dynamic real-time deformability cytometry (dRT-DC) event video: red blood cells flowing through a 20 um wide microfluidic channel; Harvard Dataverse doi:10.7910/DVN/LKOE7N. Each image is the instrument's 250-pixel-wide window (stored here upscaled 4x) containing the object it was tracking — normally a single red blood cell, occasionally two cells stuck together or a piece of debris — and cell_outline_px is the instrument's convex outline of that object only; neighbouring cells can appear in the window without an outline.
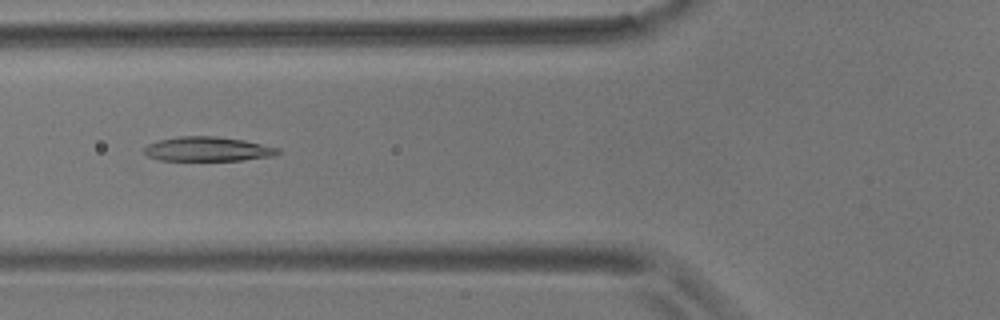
{"species": "common noctule bat (a hibernating species)", "species_latin": "Nyctalus noctula", "temperature_condition": "room temperature", "stored_images_in_passage": 4, "camera_frame_rate_fps": 3000, "um_per_image_px": 0.085, "animal": {"sex": "male", "body_mass_g": 17.9}, "frame": {"image": 1, "passage_image": 3, "time_ms": 2.0, "image_size_px": [1000, 320], "cell_outline_px": [[280, 152], [272, 156], [244, 160], [160, 160], [148, 156], [144, 152], [144, 148], [148, 144], [160, 140], [180, 136], [212, 136], [244, 140], [280, 148]], "centroid_in_image_um": [17.67, 12.67], "position_along_channel_um": 108.1, "area_um2": 18.84}}
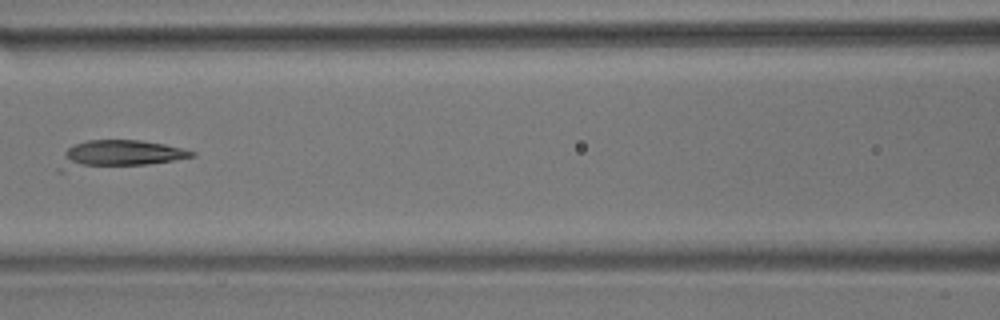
{"frame": {"image": 2, "passage_image": 4, "time_ms": 3.333, "image_size_px": [1000, 320], "cell_outline_px": [[196, 156], [148, 164], [64, 172], [56, 172], [56, 168], [64, 152], [72, 144], [88, 140], [140, 140], [164, 144], [196, 152]], "centroid_in_image_um": [9.98, 13.14], "position_along_channel_um": 156.6, "area_um2": 21.73}}